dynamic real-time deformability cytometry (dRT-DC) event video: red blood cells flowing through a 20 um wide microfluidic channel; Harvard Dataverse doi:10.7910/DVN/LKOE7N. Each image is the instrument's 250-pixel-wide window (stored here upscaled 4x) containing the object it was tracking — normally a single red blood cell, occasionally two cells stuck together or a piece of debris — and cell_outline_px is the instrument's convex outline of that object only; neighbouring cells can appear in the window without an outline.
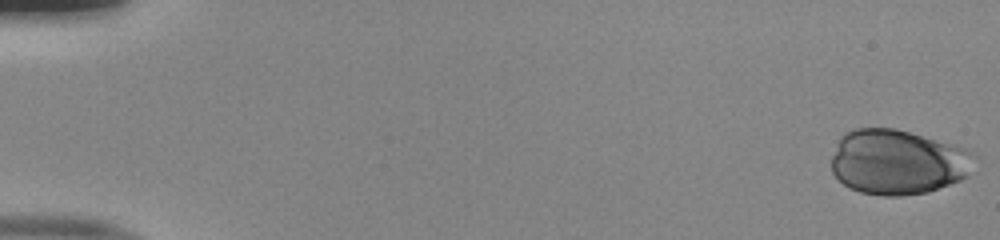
{"species": "human", "species_latin": "Homo sapiens", "temperature_condition": "room temperature", "stored_images_in_passage": 51, "camera_frame_rate_fps": 3000, "um_per_image_px": 0.085, "donor": {"sex": "male"}, "frame": {"image": 1, "passage_image": 1, "time_ms": 0.0, "image_size_px": [1000, 240], "cell_outline_px": [[980, 160], [968, 176], [960, 180], [928, 192], [900, 196], [884, 196], [860, 192], [848, 188], [832, 172], [832, 156], [836, 144], [840, 136], [844, 132], [852, 128], [896, 128], [952, 144], [976, 152], [980, 156]], "centroid_in_image_um": [76.36, 13.77], "position_along_channel_um": 8.6, "area_um2": 55.08}}
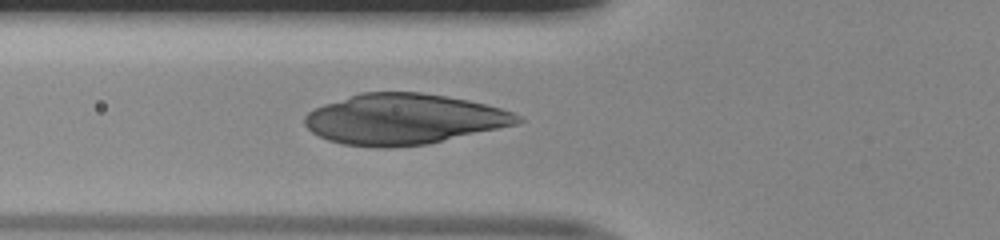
{"frame": {"image": 2, "passage_image": 20, "time_ms": 6.333, "image_size_px": [1000, 240], "cell_outline_px": [[524, 120], [516, 124], [428, 144], [388, 148], [376, 148], [344, 144], [328, 140], [312, 132], [304, 124], [304, 116], [308, 112], [324, 104], [360, 92], [420, 92], [468, 100], [500, 108], [512, 112], [520, 116]], "centroid_in_image_um": [34.28, 10.13], "position_along_channel_um": 91.5, "area_um2": 62.54}}
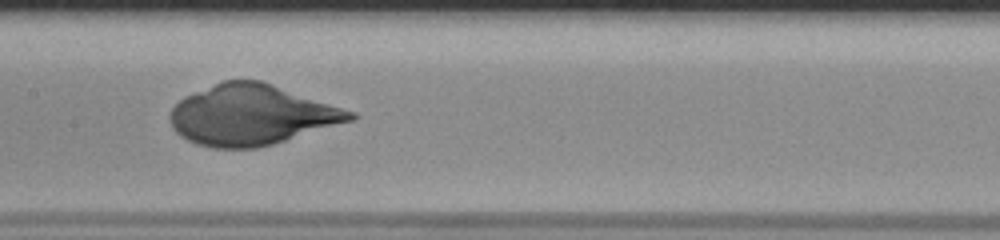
{"frame": {"image": 3, "passage_image": 27, "time_ms": 8.667, "image_size_px": [1000, 240], "cell_outline_px": [[360, 116], [356, 120], [272, 144], [256, 148], [212, 148], [196, 144], [180, 136], [172, 128], [172, 108], [184, 96], [224, 80], [260, 80], [356, 112]], "centroid_in_image_um": [21.42, 9.78], "position_along_channel_um": 186.0, "area_um2": 63.18}}